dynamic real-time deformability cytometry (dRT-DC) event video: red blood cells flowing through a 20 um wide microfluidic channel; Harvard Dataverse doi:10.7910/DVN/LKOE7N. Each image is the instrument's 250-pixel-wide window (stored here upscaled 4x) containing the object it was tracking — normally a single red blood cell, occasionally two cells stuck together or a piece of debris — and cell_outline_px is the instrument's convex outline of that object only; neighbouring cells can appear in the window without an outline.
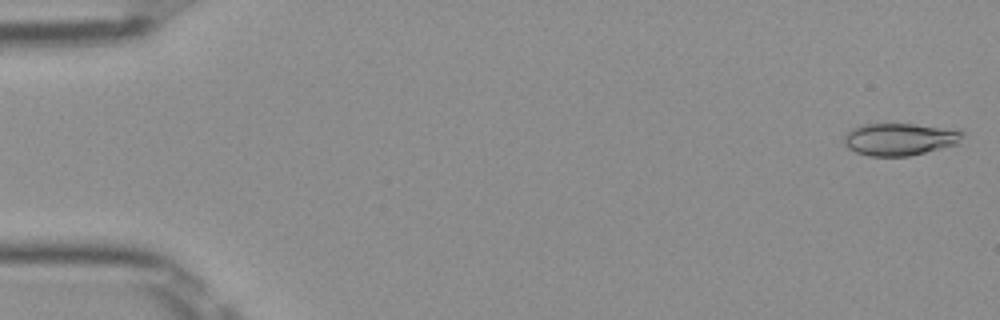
{"species": "Egyptian fruit bat (a non-hibernating species)", "species_latin": "Rousettus aegyptiacus", "temperature_condition": "room temperature", "stored_images_in_passage": 51, "camera_frame_rate_fps": 3000, "um_per_image_px": 0.085, "frame": {"image": 1, "passage_image": 1, "time_ms": 0.0, "image_size_px": [1000, 320], "cell_outline_px": [[964, 132], [956, 144], [908, 156], [868, 156], [856, 152], [848, 148], [844, 144], [844, 136], [852, 128], [864, 124], [912, 124]], "centroid_in_image_um": [76.37, 11.84], "position_along_channel_um": 8.6, "area_um2": 21.68}}
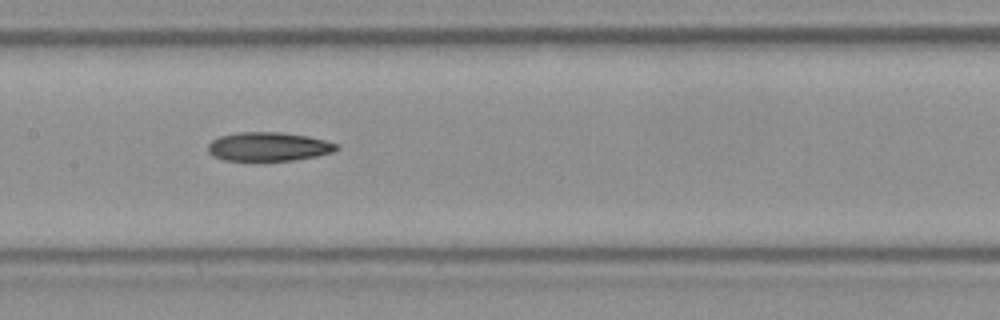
{"frame": {"image": 2, "passage_image": 25, "time_ms": 8.0, "image_size_px": [1000, 320], "cell_outline_px": [[340, 148], [332, 152], [316, 156], [292, 160], [224, 160], [212, 156], [208, 152], [208, 144], [212, 140], [220, 136], [236, 132], [280, 132], [308, 136], [340, 144]], "centroid_in_image_um": [22.82, 12.45], "position_along_channel_um": 184.6, "area_um2": 21.62}}
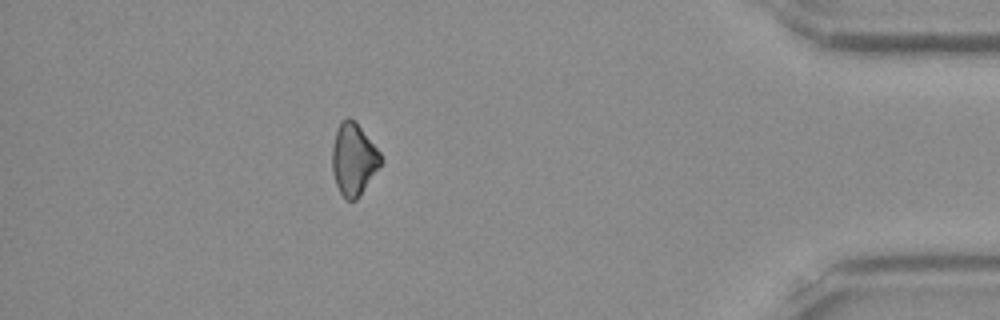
{"frame": {"image": 3, "passage_image": 45, "time_ms": 14.667, "image_size_px": [1000, 320], "cell_outline_px": [[384, 160], [356, 200], [348, 200], [340, 192], [336, 184], [332, 172], [332, 148], [336, 132], [340, 124], [348, 116], [356, 120], [380, 152]], "centroid_in_image_um": [30.06, 13.51], "position_along_channel_um": 405.1, "area_um2": 20.29}}